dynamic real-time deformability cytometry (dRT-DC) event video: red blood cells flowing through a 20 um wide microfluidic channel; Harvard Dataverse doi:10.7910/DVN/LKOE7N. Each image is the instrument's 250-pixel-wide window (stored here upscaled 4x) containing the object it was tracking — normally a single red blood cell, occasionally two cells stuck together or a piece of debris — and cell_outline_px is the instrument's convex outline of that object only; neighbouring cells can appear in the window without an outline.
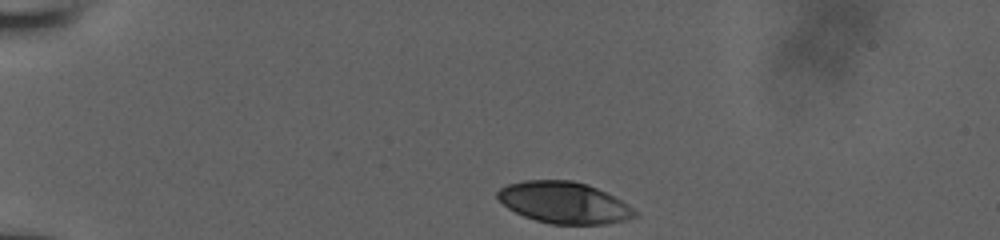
{"species": "human", "species_latin": "Homo sapiens", "temperature_condition": "room temperature", "stored_images_in_passage": 27, "camera_frame_rate_fps": 3000, "um_per_image_px": 0.085, "donor": {"sex": "male"}, "frame": {"image": 1, "passage_image": 1, "time_ms": 0.0, "image_size_px": [1000, 240], "cell_outline_px": [[640, 216], [608, 224], [548, 224], [524, 216], [508, 208], [496, 196], [496, 192], [500, 188], [508, 184], [524, 180], [572, 180], [588, 184], [628, 204]], "centroid_in_image_um": [47.94, 17.22], "position_along_channel_um": 37.1, "area_um2": 33.12}}
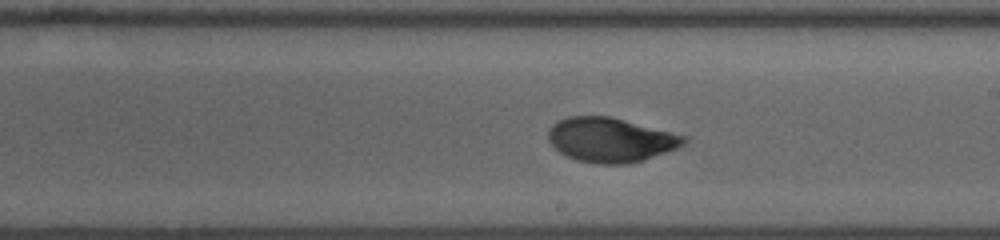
{"frame": {"image": 2, "passage_image": 16, "time_ms": 7.0, "image_size_px": [1000, 240], "cell_outline_px": [[688, 140], [684, 144], [676, 148], [644, 160], [628, 164], [596, 164], [576, 160], [560, 152], [548, 140], [548, 132], [552, 124], [568, 116], [608, 116], [688, 136]], "centroid_in_image_um": [51.9, 11.89], "position_along_channel_um": 237.1, "area_um2": 34.97}}
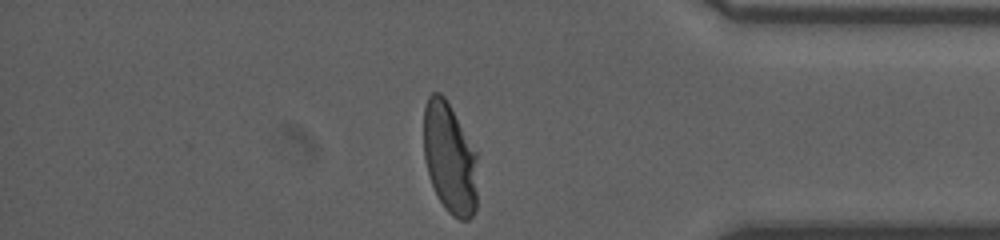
{"frame": {"image": 3, "passage_image": 27, "time_ms": 11.667, "image_size_px": [1000, 240], "cell_outline_px": [[476, 208], [472, 216], [468, 220], [460, 220], [452, 216], [444, 208], [428, 176], [424, 160], [424, 108], [428, 96], [432, 92], [440, 92], [444, 96], [476, 152]], "centroid_in_image_um": [38.2, 13.46], "position_along_channel_um": 397.0, "area_um2": 34.68}, "authors_computed_cell_mechanics": {"area_um2": 35.4314, "velocity_mm_per_s": 3.8304, "shape_relaxation_time_tau1_ms": 4.3211, "shape_relaxation_time_tau2_ms": 0.8307, "deformation_change_tau1": 0.1955, "deformation_change_tau2": 0.0518}}